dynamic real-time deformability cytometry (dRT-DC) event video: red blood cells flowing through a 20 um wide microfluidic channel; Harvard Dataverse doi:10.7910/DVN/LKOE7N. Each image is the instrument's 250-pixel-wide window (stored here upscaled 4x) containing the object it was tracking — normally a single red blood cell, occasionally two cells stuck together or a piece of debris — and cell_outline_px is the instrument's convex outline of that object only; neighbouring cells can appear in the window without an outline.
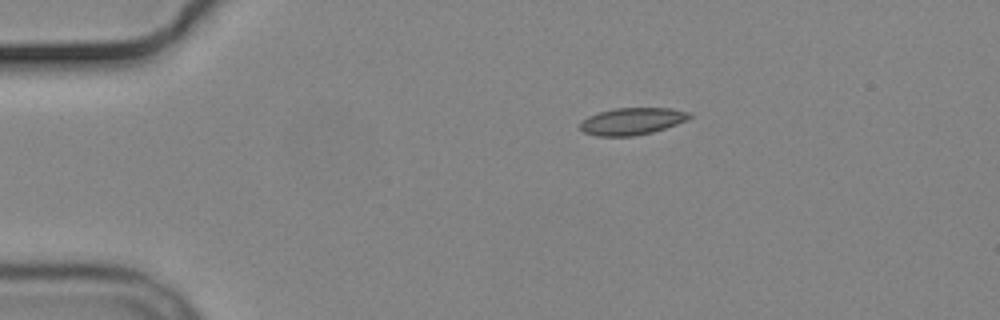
{"species": "common noctule bat (a hibernating species)", "species_latin": "Nyctalus noctula", "temperature_condition": "cold", "stored_images_in_passage": 4, "camera_frame_rate_fps": 3000, "um_per_image_px": 0.085, "animal": {"sex": "male", "body_mass_g": 19.2, "forearm_length_mm": 51.8}, "frame": {"image": 1, "passage_image": 4, "time_ms": 3.667, "image_size_px": [1000, 320], "cell_outline_px": [[692, 116], [688, 120], [652, 132], [632, 136], [596, 136], [584, 132], [580, 128], [580, 124], [588, 116], [600, 112], [616, 108], [672, 108], [692, 112]], "centroid_in_image_um": [53.77, 10.3], "position_along_channel_um": 31.2, "area_um2": 17.17}}